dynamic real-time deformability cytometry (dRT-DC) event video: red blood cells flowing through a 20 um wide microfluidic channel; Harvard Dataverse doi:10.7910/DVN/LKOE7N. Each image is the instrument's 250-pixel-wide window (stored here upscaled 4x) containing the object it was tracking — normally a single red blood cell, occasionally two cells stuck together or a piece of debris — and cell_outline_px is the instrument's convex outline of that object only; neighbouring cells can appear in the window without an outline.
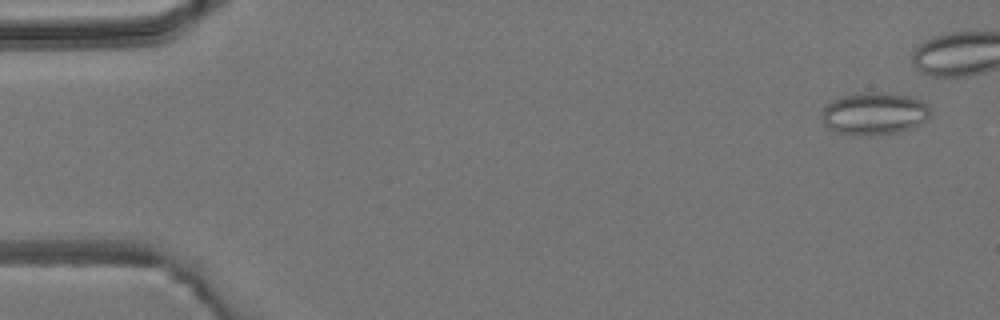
{"species": "common noctule bat (a hibernating species)", "species_latin": "Nyctalus noctula", "temperature_condition": "room temperature", "stored_images_in_passage": 5, "camera_frame_rate_fps": 3000, "um_per_image_px": 0.085, "animal": {"sex": "male", "body_mass_g": 19.2, "forearm_length_mm": 51.8}, "frame": {"image": 1, "passage_image": 1, "time_ms": 0.0, "image_size_px": [1000, 320], "cell_outline_px": [[932, 112], [920, 124], [912, 128], [896, 132], [868, 136], [852, 136], [836, 132], [828, 128], [824, 124], [820, 116], [824, 108], [832, 100], [856, 92], [884, 92], [912, 96], [928, 104]], "centroid_in_image_um": [74.3, 9.65], "position_along_channel_um": 10.7, "area_um2": 27.28}}